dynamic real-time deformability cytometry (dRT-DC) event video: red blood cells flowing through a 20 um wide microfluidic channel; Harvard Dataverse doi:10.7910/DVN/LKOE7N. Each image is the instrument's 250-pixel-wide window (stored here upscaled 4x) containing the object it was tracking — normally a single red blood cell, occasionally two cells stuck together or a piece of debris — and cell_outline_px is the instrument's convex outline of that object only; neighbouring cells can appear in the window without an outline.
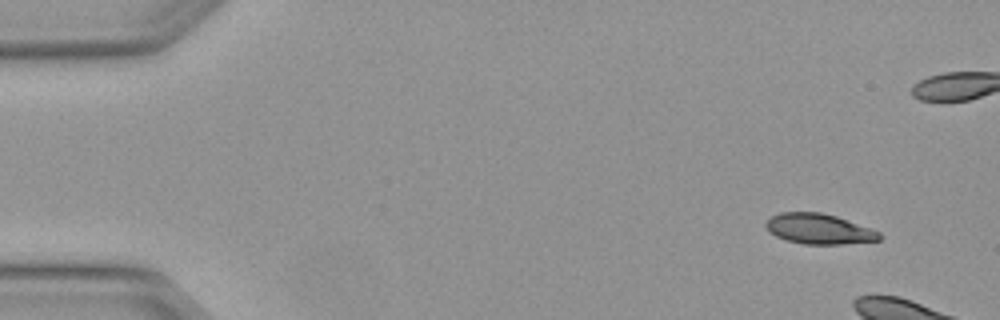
{"species": "Egyptian fruit bat (a non-hibernating species)", "species_latin": "Rousettus aegyptiacus", "temperature_condition": "warm", "stored_images_in_passage": 3, "camera_frame_rate_fps": 3000, "um_per_image_px": 0.085, "animal": {"sex": "female"}, "frame": {"image": 1, "passage_image": 1, "time_ms": 0.0, "image_size_px": [1000, 320], "cell_outline_px": [[884, 236], [880, 240], [840, 244], [804, 244], [788, 240], [776, 236], [768, 232], [764, 224], [772, 216], [780, 212], [820, 212], [836, 216], [872, 228], [880, 232]], "centroid_in_image_um": [69.63, 19.45], "position_along_channel_um": 15.4, "area_um2": 20.11}}